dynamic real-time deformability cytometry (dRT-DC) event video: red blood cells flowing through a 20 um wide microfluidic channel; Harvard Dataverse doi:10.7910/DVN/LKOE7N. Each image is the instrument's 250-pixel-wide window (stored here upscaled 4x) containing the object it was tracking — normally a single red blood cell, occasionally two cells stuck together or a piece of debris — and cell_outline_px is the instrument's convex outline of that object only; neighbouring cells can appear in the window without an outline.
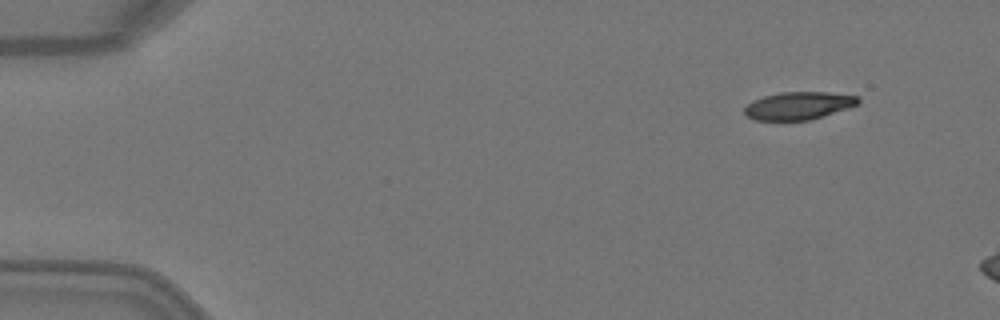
{"species": "Egyptian fruit bat (a non-hibernating species)", "species_latin": "Rousettus aegyptiacus", "temperature_condition": "warm", "stored_images_in_passage": 3, "camera_frame_rate_fps": 3000, "um_per_image_px": 0.085, "animal": {"sex": "female"}, "frame": {"image": 1, "passage_image": 1, "time_ms": 0.0, "image_size_px": [1000, 320], "cell_outline_px": [[860, 100], [856, 104], [848, 108], [812, 120], [756, 120], [744, 116], [744, 108], [752, 100], [764, 96], [780, 92], [828, 92], [860, 96]], "centroid_in_image_um": [67.86, 8.98], "position_along_channel_um": 17.1, "area_um2": 18.5}}